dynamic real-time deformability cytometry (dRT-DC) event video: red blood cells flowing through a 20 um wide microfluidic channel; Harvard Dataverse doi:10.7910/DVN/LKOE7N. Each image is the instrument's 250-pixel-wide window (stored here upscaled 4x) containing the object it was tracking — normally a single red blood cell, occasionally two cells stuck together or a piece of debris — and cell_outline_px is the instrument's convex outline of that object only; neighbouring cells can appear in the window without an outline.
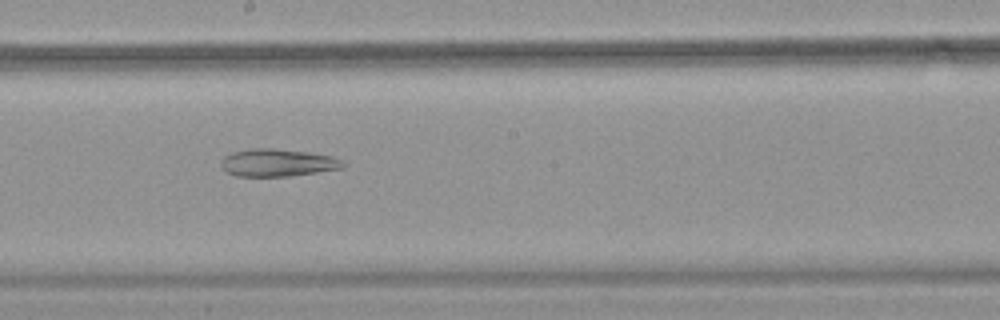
{"species": "common noctule bat (a hibernating species)", "species_latin": "Nyctalus noctula", "temperature_condition": "warm", "stored_images_in_passage": 43, "camera_frame_rate_fps": 3000, "um_per_image_px": 0.085, "animal": {"sex": "female", "body_mass_g": 18.4}, "frame": {"image": 1, "passage_image": 20, "time_ms": 6.333, "image_size_px": [1000, 320], "cell_outline_px": [[348, 164], [344, 168], [288, 176], [236, 176], [224, 172], [220, 164], [220, 160], [224, 156], [232, 152], [252, 148], [272, 148], [308, 152], [332, 156], [344, 160]], "centroid_in_image_um": [23.59, 13.83], "position_along_channel_um": 224.6, "area_um2": 19.83}}
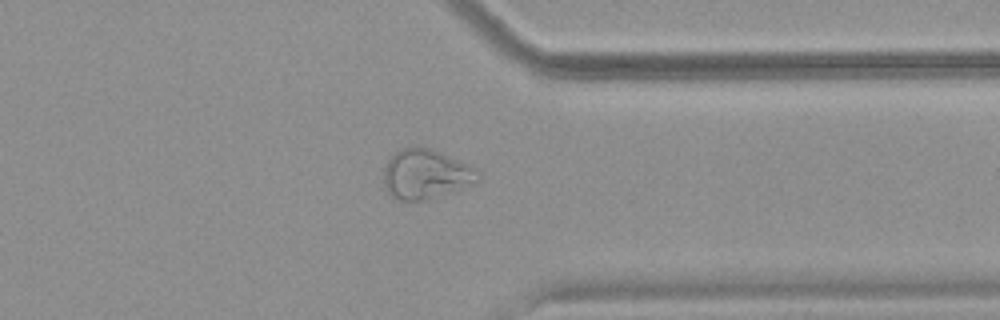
{"frame": {"image": 2, "passage_image": 32, "time_ms": 10.333, "image_size_px": [1000, 320], "cell_outline_px": [[480, 180], [424, 200], [400, 200], [392, 196], [388, 192], [384, 184], [384, 168], [388, 160], [400, 148], [416, 144], [420, 144], [432, 148], [468, 164], [480, 172]], "centroid_in_image_um": [36.15, 14.74], "position_along_channel_um": 375.2, "area_um2": 27.11}}
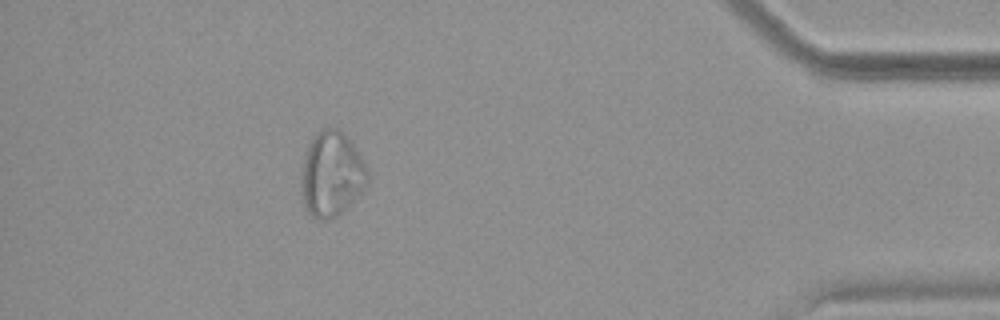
{"frame": {"image": 3, "passage_image": 38, "time_ms": 12.333, "image_size_px": [1000, 320], "cell_outline_px": [[368, 184], [336, 216], [328, 220], [316, 220], [308, 212], [304, 204], [300, 192], [300, 168], [308, 144], [324, 128], [336, 128], [344, 132], [352, 140], [368, 168]], "centroid_in_image_um": [28.16, 14.79], "position_along_channel_um": 407.0, "area_um2": 33.12}, "authors_computed_cell_mechanics": {"area_um2": 27.166, "velocity_mm_per_s": 3.8364, "shape_relaxation_time_tau1_ms": null, "shape_relaxation_time_tau2_ms": 5.9273, "deformation_change_tau1": null, "deformation_change_tau2": 0.1495}}